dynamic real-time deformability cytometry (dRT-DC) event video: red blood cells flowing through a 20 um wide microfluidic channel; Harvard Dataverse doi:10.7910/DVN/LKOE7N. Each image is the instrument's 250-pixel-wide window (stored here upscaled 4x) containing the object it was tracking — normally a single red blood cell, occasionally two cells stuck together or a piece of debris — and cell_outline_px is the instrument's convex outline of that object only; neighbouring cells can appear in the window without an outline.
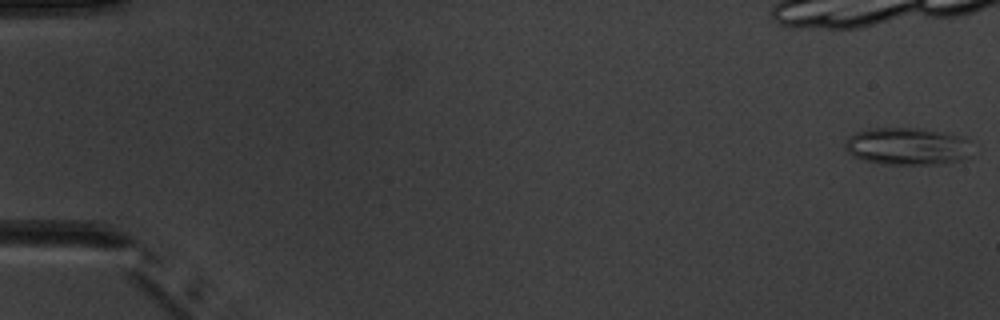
{"species": "common noctule bat (a hibernating species)", "species_latin": "Nyctalus noctula", "temperature_condition": "warm", "stored_images_in_passage": 8, "camera_frame_rate_fps": 3000, "um_per_image_px": 0.085, "animal": {"sex": "male", "body_mass_g": 20.1, "forearm_length_mm": 53.5}, "frame": {"image": 1, "passage_image": 1, "time_ms": 0.0, "image_size_px": [1000, 320], "cell_outline_px": [[972, 140], [968, 156], [960, 160], [944, 164], [884, 164], [864, 160], [852, 156], [844, 148], [844, 144], [848, 136], [856, 132], [876, 128], [920, 128], [948, 132], [968, 136]], "centroid_in_image_um": [77.18, 12.42], "position_along_channel_um": 7.8, "area_um2": 28.21}}
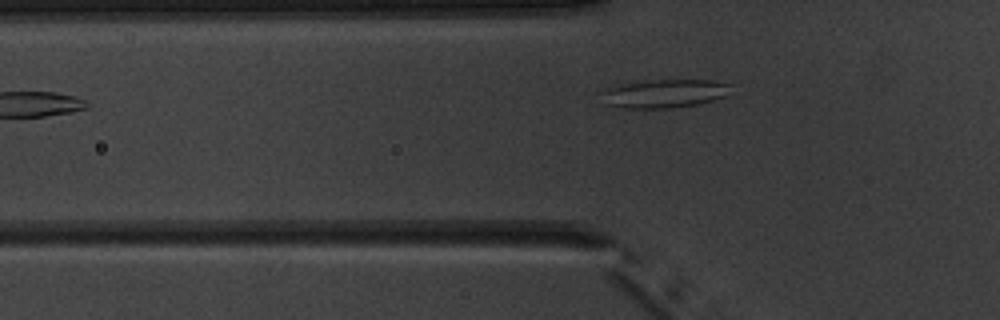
{"frame": {"image": 2, "passage_image": 8, "time_ms": 8.0, "image_size_px": [1000, 320], "cell_outline_px": [[732, 84], [724, 96], [700, 104], [668, 108], [620, 108], [604, 104], [600, 92], [616, 84], [648, 80], [712, 80]], "centroid_in_image_um": [56.39, 7.95], "position_along_channel_um": 69.4, "area_um2": 21.62}}